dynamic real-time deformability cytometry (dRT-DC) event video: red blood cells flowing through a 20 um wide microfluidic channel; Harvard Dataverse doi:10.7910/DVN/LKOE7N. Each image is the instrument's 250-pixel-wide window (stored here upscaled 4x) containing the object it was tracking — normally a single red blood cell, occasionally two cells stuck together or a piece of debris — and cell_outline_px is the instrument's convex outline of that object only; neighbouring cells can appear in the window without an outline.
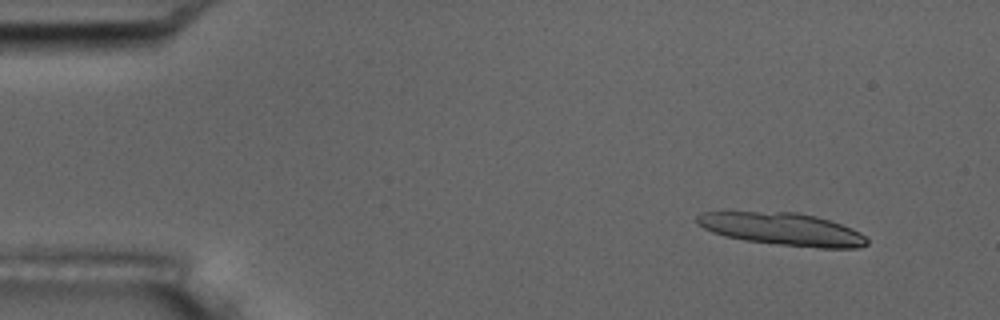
{"species": "common noctule bat (a hibernating species)", "species_latin": "Nyctalus noctula", "temperature_condition": "room temperature", "stored_images_in_passage": 10, "camera_frame_rate_fps": 3000, "um_per_image_px": 0.085, "animal": {"sex": "male", "body_mass_g": 17.5, "forearm_length_mm": 52.3}, "frame": {"image": 1, "passage_image": 2, "time_ms": 1.0, "image_size_px": [1000, 320], "cell_outline_px": [[868, 244], [860, 248], [820, 248], [780, 244], [744, 240], [724, 236], [712, 232], [696, 224], [696, 216], [700, 212], [796, 212], [816, 216], [852, 228], [860, 232], [868, 240]], "centroid_in_image_um": [66.49, 19.47], "position_along_channel_um": 18.5, "area_um2": 32.14}}
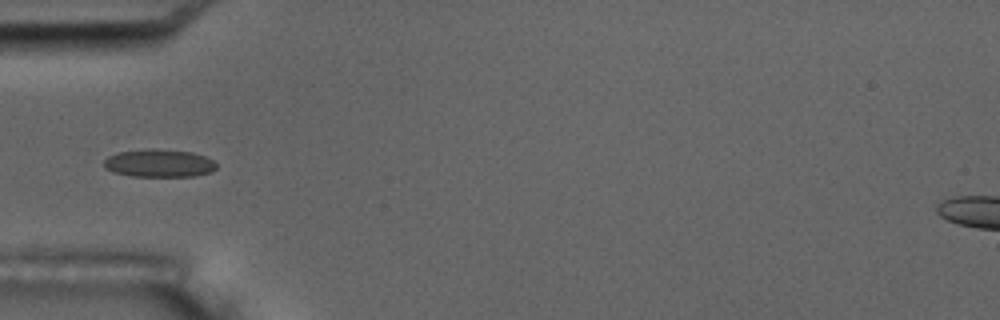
{"frame": {"image": 2, "passage_image": 5, "time_ms": 5.333, "image_size_px": [1000, 320], "cell_outline_px": [[216, 168], [212, 172], [192, 176], [132, 176], [112, 172], [104, 168], [104, 160], [108, 156], [116, 152], [144, 148], [156, 148], [192, 152], [204, 156], [212, 160], [216, 164]], "centroid_in_image_um": [13.48, 13.86], "position_along_channel_um": 71.5, "area_um2": 18.5}}
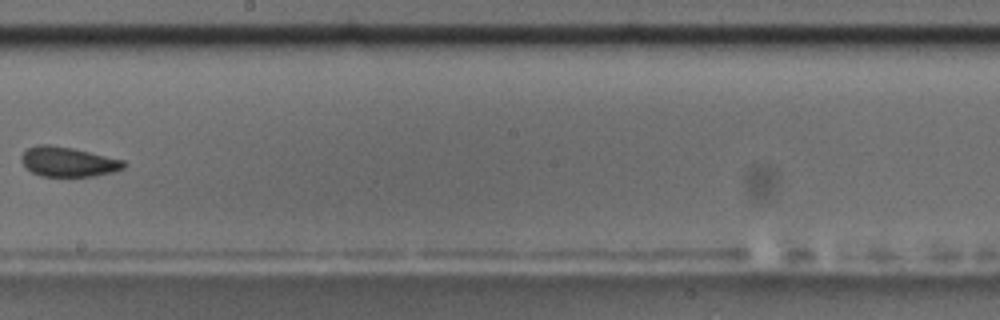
{"frame": {"image": 3, "passage_image": 9, "time_ms": 10.0, "image_size_px": [1000, 320], "cell_outline_px": [[128, 164], [124, 168], [112, 172], [92, 176], [40, 176], [32, 172], [20, 160], [20, 156], [28, 148], [36, 144], [48, 144], [72, 148], [124, 160]], "centroid_in_image_um": [5.79, 13.74], "position_along_channel_um": 242.4, "area_um2": 17.69}}